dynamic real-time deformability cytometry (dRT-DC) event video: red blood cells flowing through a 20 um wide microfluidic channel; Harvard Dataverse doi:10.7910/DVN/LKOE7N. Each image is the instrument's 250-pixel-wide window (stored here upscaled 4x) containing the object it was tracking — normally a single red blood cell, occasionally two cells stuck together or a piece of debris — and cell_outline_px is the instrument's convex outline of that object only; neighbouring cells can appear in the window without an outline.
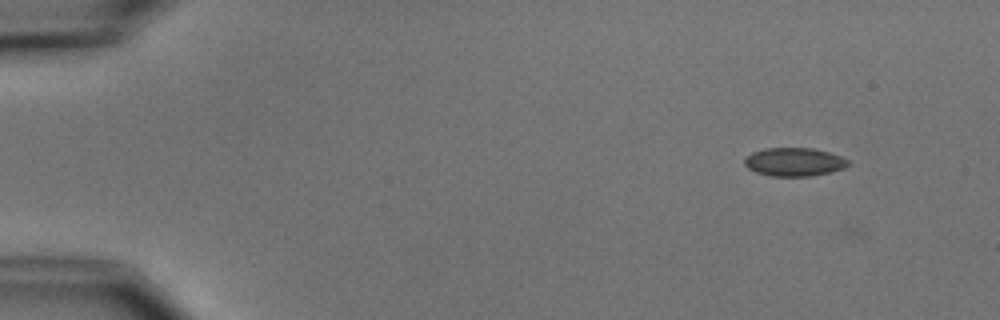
{"species": "common noctule bat (a hibernating species)", "species_latin": "Nyctalus noctula", "temperature_condition": "cold", "stored_images_in_passage": 3, "camera_frame_rate_fps": 3000, "um_per_image_px": 0.085, "animal": {"sex": "male", "body_mass_g": 15.6}, "frame": {"image": 1, "passage_image": 1, "time_ms": 0.0, "image_size_px": [1000, 320], "cell_outline_px": [[852, 164], [844, 168], [832, 172], [812, 176], [772, 176], [756, 172], [748, 168], [744, 164], [744, 156], [752, 152], [764, 148], [812, 148], [828, 152], [840, 156], [848, 160]], "centroid_in_image_um": [67.51, 13.76], "position_along_channel_um": 17.5, "area_um2": 17.34}}
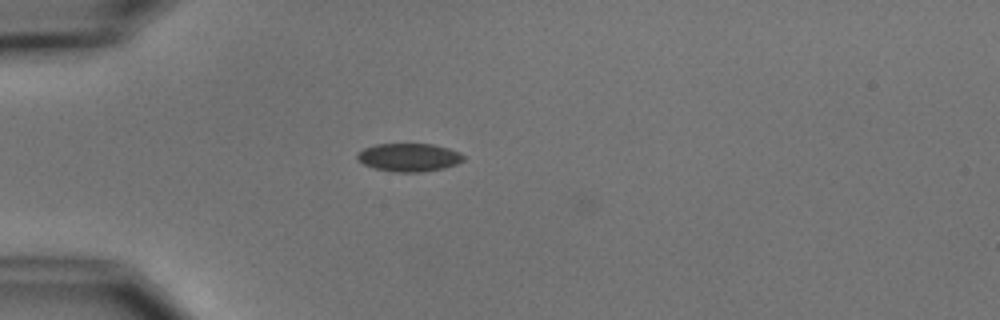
{"frame": {"image": 2, "passage_image": 3, "time_ms": 3.333, "image_size_px": [1000, 320], "cell_outline_px": [[464, 160], [456, 164], [444, 168], [424, 172], [396, 172], [376, 168], [364, 164], [356, 160], [356, 152], [364, 148], [376, 144], [432, 144], [448, 148], [460, 152], [464, 156]], "centroid_in_image_um": [34.75, 13.37], "position_along_channel_um": 50.3, "area_um2": 17.51}}